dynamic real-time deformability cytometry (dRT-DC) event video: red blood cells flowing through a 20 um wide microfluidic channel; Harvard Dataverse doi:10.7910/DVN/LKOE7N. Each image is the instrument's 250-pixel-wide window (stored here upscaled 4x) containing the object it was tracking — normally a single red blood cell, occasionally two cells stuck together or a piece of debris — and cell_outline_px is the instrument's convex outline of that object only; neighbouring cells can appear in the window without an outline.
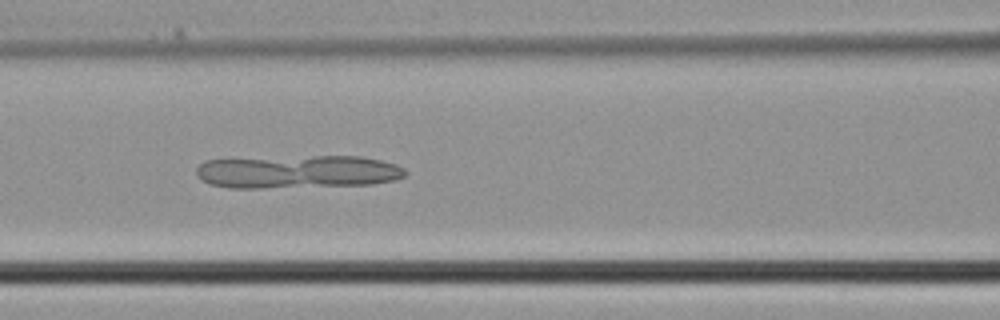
{"species": "common noctule bat (a hibernating species)", "species_latin": "Nyctalus noctula", "temperature_condition": "cold", "stored_images_in_passage": 35, "camera_frame_rate_fps": 3000, "um_per_image_px": 0.085, "animal": {"sex": "male", "body_mass_g": 21.5, "forearm_length_mm": 52.0}, "frame": {"image": 1, "passage_image": 13, "time_ms": 4.0, "image_size_px": [1000, 320], "cell_outline_px": [[408, 172], [404, 176], [396, 180], [372, 184], [264, 188], [232, 188], [212, 184], [196, 176], [196, 168], [204, 160], [312, 156], [360, 156], [380, 160], [396, 164], [404, 168]], "centroid_in_image_um": [25.34, 14.6], "position_along_channel_um": 141.3, "area_um2": 40.23}}
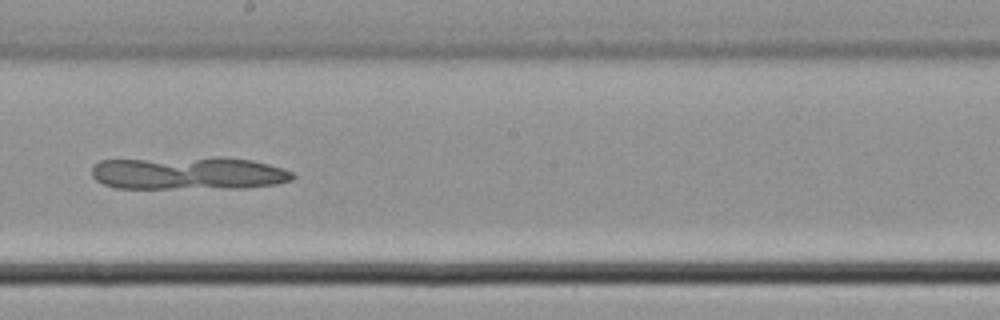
{"frame": {"image": 2, "passage_image": 18, "time_ms": 5.667, "image_size_px": [1000, 320], "cell_outline_px": [[296, 176], [292, 180], [276, 184], [244, 188], [116, 188], [104, 184], [96, 180], [92, 176], [92, 164], [100, 160], [212, 156], [224, 156], [252, 160], [284, 168], [292, 172]], "centroid_in_image_um": [16.03, 14.7], "position_along_channel_um": 232.2, "area_um2": 39.36}}
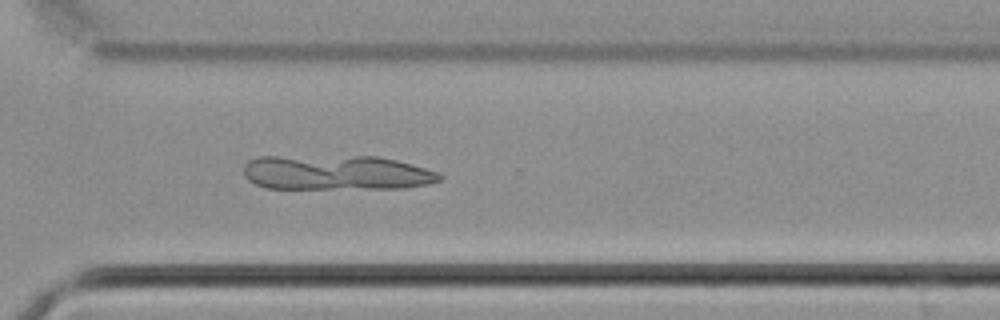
{"frame": {"image": 3, "passage_image": 24, "time_ms": 7.667, "image_size_px": [1000, 320], "cell_outline_px": [[444, 176], [440, 180], [428, 184], [404, 188], [268, 188], [256, 184], [248, 180], [244, 176], [244, 164], [248, 160], [256, 156], [376, 156], [396, 160], [424, 168], [436, 172]], "centroid_in_image_um": [28.54, 14.66], "position_along_channel_um": 342.1, "area_um2": 39.82}}